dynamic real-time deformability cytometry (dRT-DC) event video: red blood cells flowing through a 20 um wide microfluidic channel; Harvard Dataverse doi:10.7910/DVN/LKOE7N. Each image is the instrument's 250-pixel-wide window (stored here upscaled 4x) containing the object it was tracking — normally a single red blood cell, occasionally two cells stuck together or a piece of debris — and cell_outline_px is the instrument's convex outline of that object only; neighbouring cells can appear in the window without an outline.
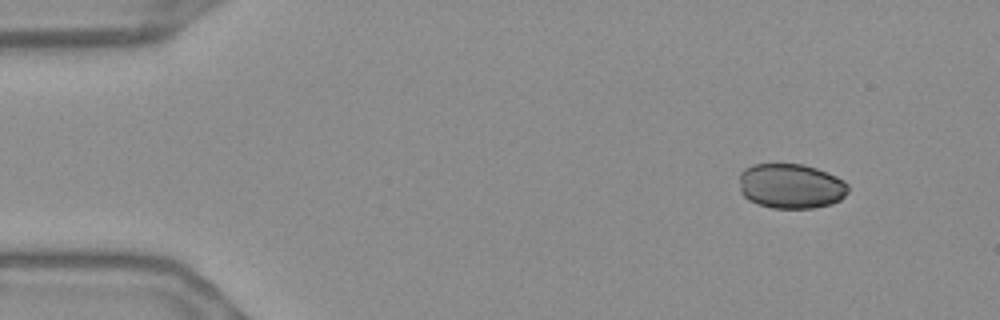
{"species": "Egyptian fruit bat (a non-hibernating species)", "species_latin": "Rousettus aegyptiacus", "temperature_condition": "warm", "stored_images_in_passage": 50, "camera_frame_rate_fps": 3000, "um_per_image_px": 0.085, "frame": {"image": 1, "passage_image": 1, "time_ms": 0.0, "image_size_px": [1000, 320], "cell_outline_px": [[848, 192], [840, 200], [832, 204], [812, 208], [772, 208], [756, 204], [748, 200], [740, 192], [740, 172], [744, 168], [752, 164], [804, 164], [816, 168], [836, 176], [844, 180], [848, 184]], "centroid_in_image_um": [67.21, 15.82], "position_along_channel_um": 17.8, "area_um2": 28.78}}
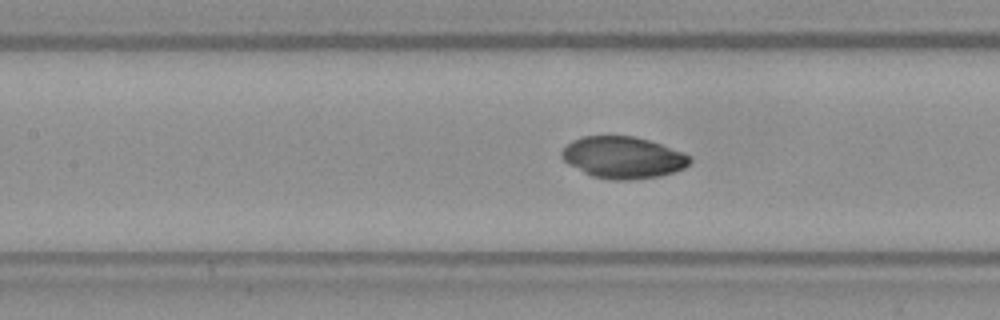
{"frame": {"image": 2, "passage_image": 20, "time_ms": 6.333, "image_size_px": [1000, 320], "cell_outline_px": [[692, 160], [684, 168], [660, 176], [628, 180], [612, 180], [592, 176], [568, 164], [560, 156], [560, 152], [572, 140], [584, 136], [636, 136], [684, 152], [692, 156]], "centroid_in_image_um": [52.96, 13.38], "position_along_channel_um": 154.4, "area_um2": 31.15}}
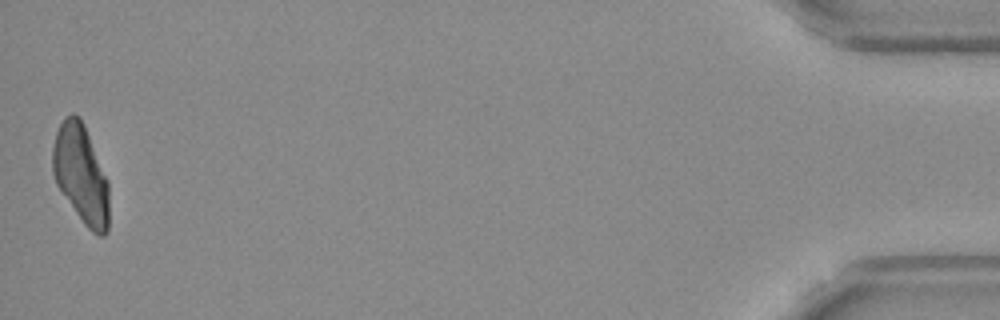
{"frame": {"image": 3, "passage_image": 50, "time_ms": 16.333, "image_size_px": [1000, 320], "cell_outline_px": [[108, 232], [104, 236], [100, 236], [92, 232], [84, 224], [56, 184], [52, 172], [52, 148], [56, 132], [64, 116], [72, 112], [80, 116], [84, 124], [108, 180]], "centroid_in_image_um": [6.87, 14.78], "position_along_channel_um": 428.3, "area_um2": 32.48}}